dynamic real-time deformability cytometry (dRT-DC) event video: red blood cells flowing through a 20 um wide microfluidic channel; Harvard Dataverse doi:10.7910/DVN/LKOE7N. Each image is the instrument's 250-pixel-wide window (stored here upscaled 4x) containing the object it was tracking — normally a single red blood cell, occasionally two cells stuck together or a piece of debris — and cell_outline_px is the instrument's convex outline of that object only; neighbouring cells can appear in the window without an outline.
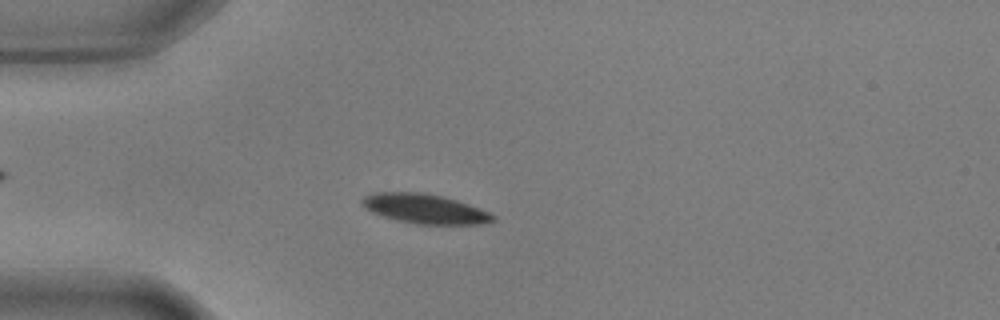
{"species": "common noctule bat (a hibernating species)", "species_latin": "Nyctalus noctula", "temperature_condition": "warm", "stored_images_in_passage": 56, "camera_frame_rate_fps": 3000, "um_per_image_px": 0.085, "animal": {"sex": "male", "body_mass_g": 17.9, "forearm_length_mm": 54.2}, "frame": {"image": 1, "passage_image": 15, "time_ms": 4.667, "image_size_px": [1000, 320], "cell_outline_px": [[496, 220], [484, 224], [416, 224], [396, 220], [372, 212], [364, 208], [360, 204], [360, 200], [364, 196], [372, 192], [420, 192], [440, 196], [456, 200], [468, 204], [488, 212], [496, 216]], "centroid_in_image_um": [36.07, 17.74], "position_along_channel_um": 48.9, "area_um2": 22.54}}
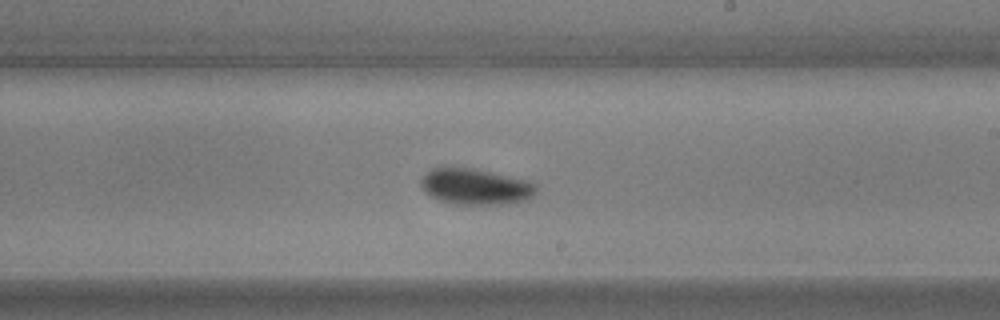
{"frame": {"image": 2, "passage_image": 33, "time_ms": 10.667, "image_size_px": [1000, 320], "cell_outline_px": [[536, 192], [528, 200], [508, 204], [452, 204], [440, 200], [432, 196], [420, 184], [420, 180], [432, 168], [472, 168], [528, 180], [536, 184]], "centroid_in_image_um": [40.47, 15.87], "position_along_channel_um": 248.5, "area_um2": 23.93}}
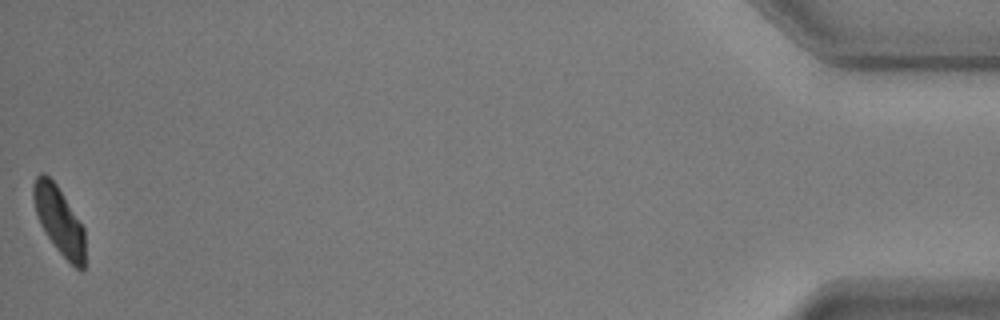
{"frame": {"image": 3, "passage_image": 56, "time_ms": 18.333, "image_size_px": [1000, 320], "cell_outline_px": [[84, 268], [80, 272], [56, 248], [40, 224], [36, 212], [32, 196], [32, 184], [36, 176], [40, 172], [44, 172], [56, 184], [84, 228]], "centroid_in_image_um": [5.0, 18.7], "position_along_channel_um": 430.2, "area_um2": 20.06}, "authors_computed_cell_mechanics": {"area_um2": 22.5131, "velocity_mm_per_s": 3.5662, "shape_relaxation_time_tau1_ms": 1.8225, "shape_relaxation_time_tau2_ms": null, "deformation_change_tau1": 0.1125, "deformation_change_tau2": null}}